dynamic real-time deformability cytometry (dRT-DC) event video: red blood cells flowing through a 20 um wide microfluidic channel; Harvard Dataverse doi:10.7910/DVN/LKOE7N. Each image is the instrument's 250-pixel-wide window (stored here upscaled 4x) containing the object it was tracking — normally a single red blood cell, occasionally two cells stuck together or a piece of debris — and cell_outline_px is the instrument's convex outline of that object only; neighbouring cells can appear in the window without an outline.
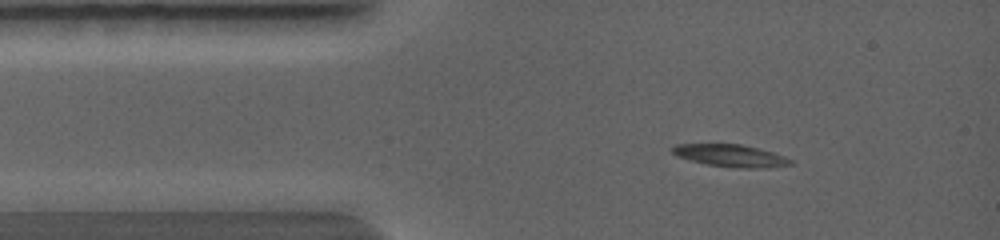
{"species": "common noctule bat (a hibernating species)", "species_latin": "Nyctalus noctula", "temperature_condition": "warm", "stored_images_in_passage": 25, "camera_frame_rate_fps": 5000, "um_per_image_px": 0.085, "animal": {"sex": "female", "body_mass_g": 19.0, "forearm_length_mm": 56.7}, "frame": {"image": 1, "passage_image": 4, "time_ms": 1.2, "image_size_px": [1000, 240], "cell_outline_px": [[764, 152], [756, 164], [712, 164], [696, 160], [684, 156], [676, 152], [676, 148], [688, 144], [736, 144], [752, 148]], "centroid_in_image_um": [61.28, 13.06], "position_along_channel_um": 23.7, "area_um2": 10.12}}
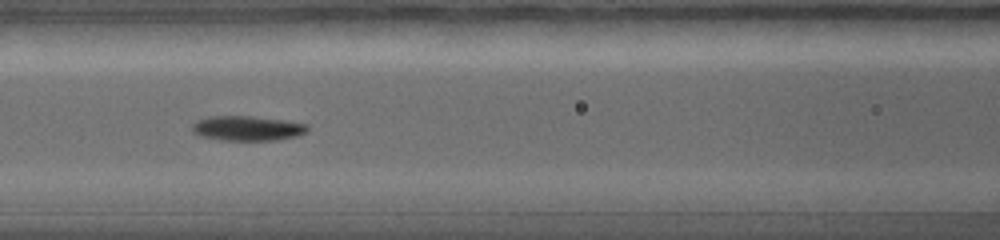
{"frame": {"image": 2, "passage_image": 11, "time_ms": 4.0, "image_size_px": [1000, 240], "cell_outline_px": [[308, 128], [304, 132], [292, 136], [272, 140], [228, 140], [204, 136], [196, 132], [192, 128], [192, 124], [200, 120], [212, 116], [248, 116], [304, 124]], "centroid_in_image_um": [20.97, 10.9], "position_along_channel_um": 145.6, "area_um2": 15.61}}
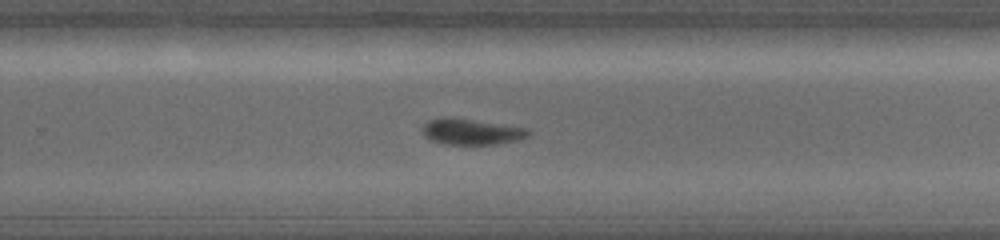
{"frame": {"image": 3, "passage_image": 17, "time_ms": 6.6, "image_size_px": [1000, 240], "cell_outline_px": [[528, 132], [524, 136], [512, 140], [488, 144], [452, 144], [436, 140], [428, 136], [424, 132], [424, 128], [432, 120], [464, 120], [520, 128]], "centroid_in_image_um": [40.05, 11.24], "position_along_channel_um": 289.8, "area_um2": 13.58}}